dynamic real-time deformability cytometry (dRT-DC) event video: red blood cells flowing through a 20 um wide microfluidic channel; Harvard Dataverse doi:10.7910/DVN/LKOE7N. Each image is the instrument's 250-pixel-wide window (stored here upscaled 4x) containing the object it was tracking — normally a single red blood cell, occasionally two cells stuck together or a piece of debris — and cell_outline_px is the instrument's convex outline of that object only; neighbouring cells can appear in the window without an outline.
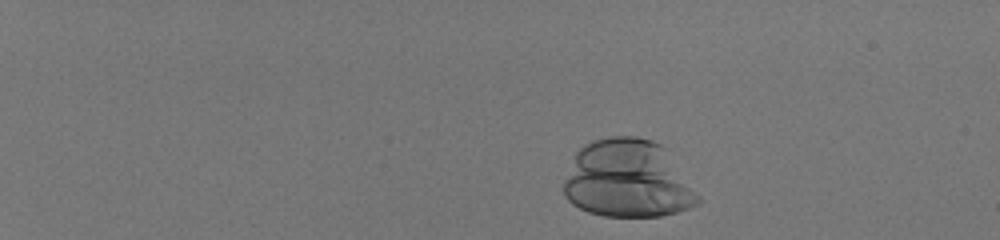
{"species": "human", "species_latin": "Homo sapiens", "temperature_condition": "room temperature", "stored_images_in_passage": 40, "camera_frame_rate_fps": 3000, "um_per_image_px": 0.085, "donor": {"sex": "male"}, "frame": {"image": 1, "passage_image": 1, "time_ms": 0.0, "image_size_px": [1000, 240], "cell_outline_px": [[704, 200], [700, 204], [676, 212], [660, 216], [604, 216], [588, 212], [572, 204], [564, 196], [564, 180], [576, 152], [580, 148], [592, 140], [612, 136], [636, 136], [652, 140], [660, 144]], "centroid_in_image_um": [53.36, 15.24], "position_along_channel_um": 31.6, "area_um2": 60.81}}
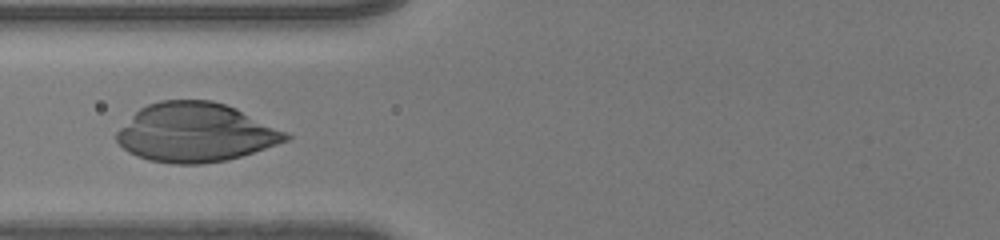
{"frame": {"image": 2, "passage_image": 18, "time_ms": 5.667, "image_size_px": [1000, 240], "cell_outline_px": [[292, 136], [288, 140], [228, 160], [200, 164], [172, 164], [148, 160], [136, 156], [128, 152], [116, 140], [116, 132], [140, 108], [148, 104], [160, 100], [212, 100], [236, 108], [288, 132]], "centroid_in_image_um": [16.61, 11.27], "position_along_channel_um": 109.2, "area_um2": 57.97}}
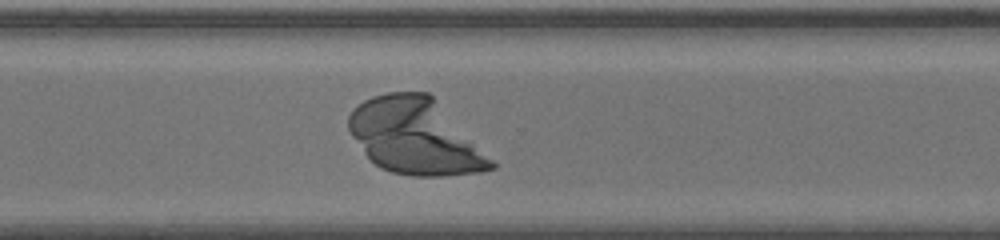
{"frame": {"image": 3, "passage_image": 35, "time_ms": 11.333, "image_size_px": [1000, 240], "cell_outline_px": [[496, 168], [480, 172], [440, 176], [412, 176], [392, 172], [380, 168], [364, 152], [352, 136], [348, 128], [348, 116], [352, 108], [364, 100], [372, 96], [388, 92], [428, 92], [432, 96], [496, 164]], "centroid_in_image_um": [35.25, 11.6], "position_along_channel_um": 335.3, "area_um2": 62.02}}